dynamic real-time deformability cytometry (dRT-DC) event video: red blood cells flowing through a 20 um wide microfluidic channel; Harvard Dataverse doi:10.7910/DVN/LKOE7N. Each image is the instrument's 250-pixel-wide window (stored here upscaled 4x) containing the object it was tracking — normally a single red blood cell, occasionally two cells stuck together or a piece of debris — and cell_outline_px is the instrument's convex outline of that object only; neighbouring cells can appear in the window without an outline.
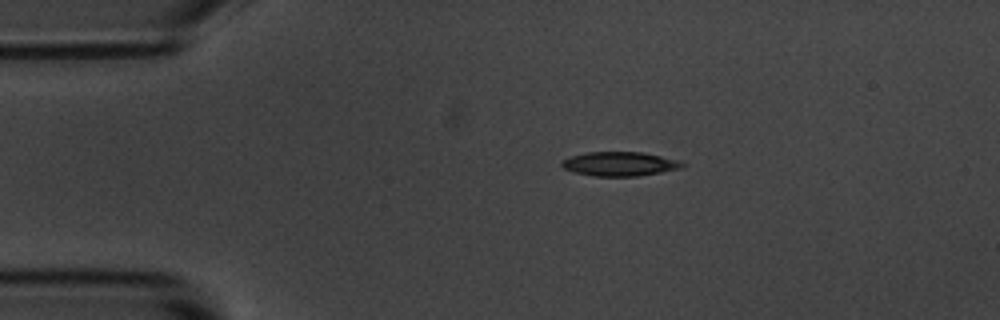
{"species": "common noctule bat (a hibernating species)", "species_latin": "Nyctalus noctula", "temperature_condition": "room temperature", "stored_images_in_passage": 4, "camera_frame_rate_fps": 3000, "um_per_image_px": 0.085, "animal": {"sex": "male", "body_mass_g": 20.1, "forearm_length_mm": 53.5}, "frame": {"image": 1, "passage_image": 1, "time_ms": 0.0, "image_size_px": [1000, 320], "cell_outline_px": [[684, 164], [680, 168], [660, 172], [636, 176], [592, 176], [572, 172], [564, 168], [560, 164], [560, 160], [568, 156], [588, 152], [644, 152], [676, 160]], "centroid_in_image_um": [52.56, 13.93], "position_along_channel_um": 32.4, "area_um2": 16.94}}
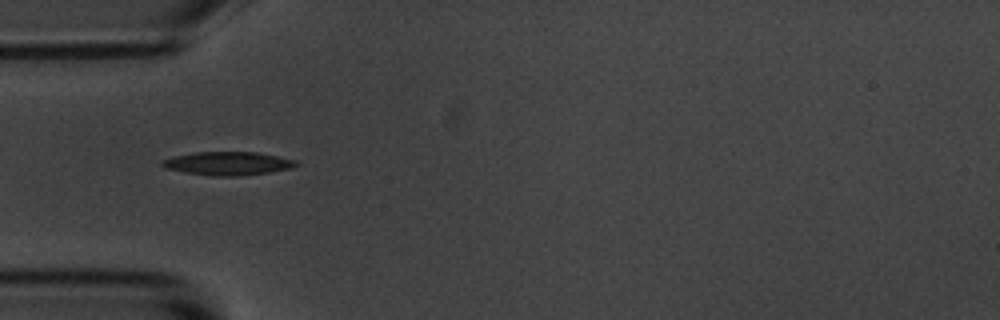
{"frame": {"image": 2, "passage_image": 3, "time_ms": 2.0, "image_size_px": [1000, 320], "cell_outline_px": [[296, 164], [288, 168], [268, 172], [236, 176], [212, 176], [184, 172], [164, 168], [160, 164], [160, 160], [172, 156], [196, 152], [256, 152], [296, 160]], "centroid_in_image_um": [19.25, 13.89], "position_along_channel_um": 65.8, "area_um2": 18.09}}